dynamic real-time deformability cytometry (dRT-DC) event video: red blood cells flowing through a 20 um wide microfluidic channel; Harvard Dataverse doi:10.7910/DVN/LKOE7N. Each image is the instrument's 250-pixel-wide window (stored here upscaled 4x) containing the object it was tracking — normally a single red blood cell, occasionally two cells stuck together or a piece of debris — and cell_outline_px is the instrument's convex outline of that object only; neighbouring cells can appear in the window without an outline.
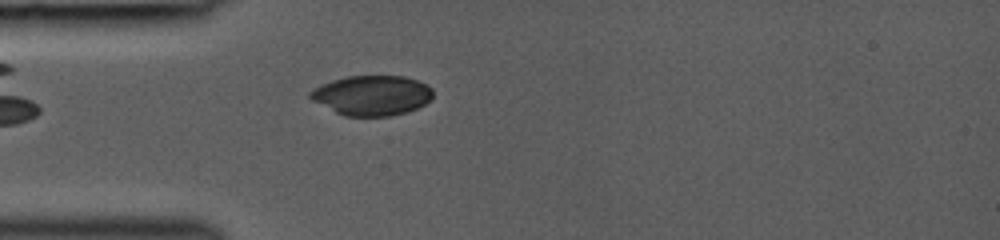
{"species": "common noctule bat (a hibernating species)", "species_latin": "Nyctalus noctula", "temperature_condition": "room temperature", "stored_images_in_passage": 23, "camera_frame_rate_fps": 3000, "um_per_image_px": 0.085, "animal": {"sex": "female", "body_mass_g": 19.0, "forearm_length_mm": 53.3}, "frame": {"image": 1, "passage_image": 1, "time_ms": 0.0, "image_size_px": [1000, 240], "cell_outline_px": [[432, 100], [408, 112], [392, 116], [344, 116], [312, 100], [308, 96], [308, 92], [312, 88], [320, 84], [332, 80], [348, 76], [404, 76], [416, 80], [432, 88]], "centroid_in_image_um": [31.59, 8.11], "position_along_channel_um": 53.4, "area_um2": 28.67}}
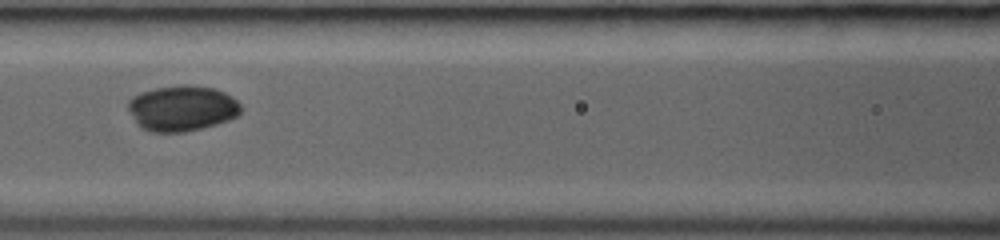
{"frame": {"image": 2, "passage_image": 8, "time_ms": 2.333, "image_size_px": [1000, 240], "cell_outline_px": [[240, 112], [236, 116], [228, 120], [216, 124], [184, 132], [152, 132], [140, 128], [136, 124], [128, 108], [128, 100], [132, 96], [140, 92], [156, 88], [180, 84], [216, 88], [232, 96], [240, 104]], "centroid_in_image_um": [15.44, 9.2], "position_along_channel_um": 151.2, "area_um2": 30.06}}
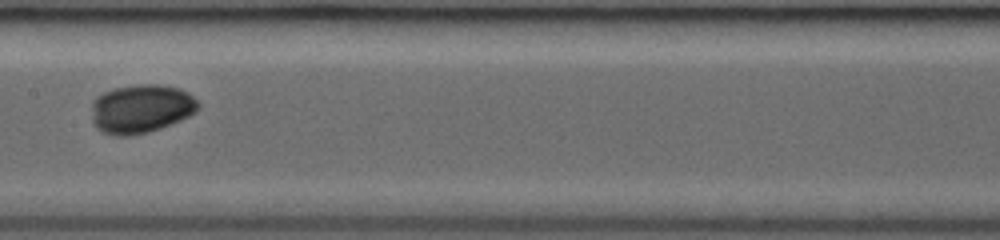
{"frame": {"image": 3, "passage_image": 11, "time_ms": 3.333, "image_size_px": [1000, 240], "cell_outline_px": [[200, 108], [196, 112], [180, 120], [160, 128], [148, 132], [128, 136], [116, 136], [100, 132], [96, 128], [92, 120], [92, 100], [96, 96], [104, 92], [116, 88], [140, 84], [156, 84], [180, 88], [188, 92], [200, 104]], "centroid_in_image_um": [11.98, 9.25], "position_along_channel_um": 195.4, "area_um2": 30.46}}